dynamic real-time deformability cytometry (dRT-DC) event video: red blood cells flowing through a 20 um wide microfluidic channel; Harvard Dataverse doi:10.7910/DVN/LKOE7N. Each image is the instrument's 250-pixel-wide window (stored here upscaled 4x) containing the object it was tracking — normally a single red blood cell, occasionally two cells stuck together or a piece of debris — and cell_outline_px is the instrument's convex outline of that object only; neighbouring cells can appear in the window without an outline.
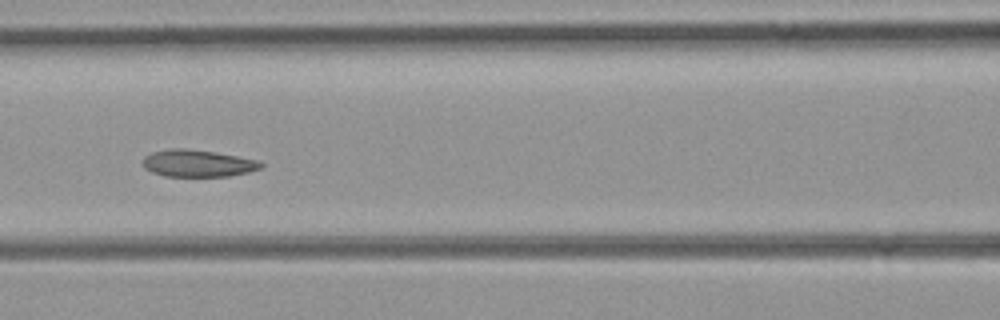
{"species": "common noctule bat (a hibernating species)", "species_latin": "Nyctalus noctula", "temperature_condition": "room temperature", "stored_images_in_passage": 50, "camera_frame_rate_fps": 3000, "um_per_image_px": 0.085, "animal": {"sex": "female", "body_mass_g": 21.9}, "frame": {"image": 1, "passage_image": 22, "time_ms": 7.0, "image_size_px": [1000, 320], "cell_outline_px": [[264, 164], [260, 168], [248, 172], [228, 176], [164, 176], [152, 172], [144, 168], [144, 156], [152, 152], [172, 148], [184, 148], [212, 152], [260, 160]], "centroid_in_image_um": [16.8, 13.88], "position_along_channel_um": 149.8, "area_um2": 18.44}}